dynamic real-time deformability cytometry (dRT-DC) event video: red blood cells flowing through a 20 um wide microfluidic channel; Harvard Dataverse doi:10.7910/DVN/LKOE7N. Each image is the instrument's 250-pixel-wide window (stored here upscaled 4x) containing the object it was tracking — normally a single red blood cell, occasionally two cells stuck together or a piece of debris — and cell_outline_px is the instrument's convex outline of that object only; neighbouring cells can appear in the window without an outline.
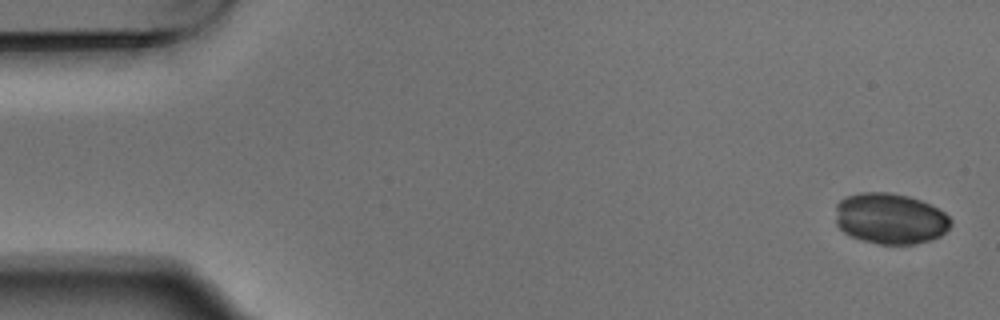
{"species": "Egyptian fruit bat (a non-hibernating species)", "species_latin": "Rousettus aegyptiacus", "temperature_condition": "warm", "stored_images_in_passage": 4, "camera_frame_rate_fps": 3000, "um_per_image_px": 0.085, "animal": {"sex": "male"}, "frame": {"image": 1, "passage_image": 1, "time_ms": 0.0, "image_size_px": [1000, 320], "cell_outline_px": [[952, 224], [940, 236], [932, 240], [916, 244], [880, 244], [864, 240], [852, 236], [844, 232], [836, 224], [836, 204], [844, 196], [860, 192], [888, 192], [908, 196], [920, 200], [944, 212], [952, 220]], "centroid_in_image_um": [75.66, 18.57], "position_along_channel_um": 9.3, "area_um2": 34.22}}